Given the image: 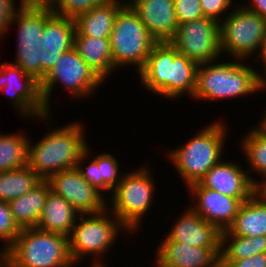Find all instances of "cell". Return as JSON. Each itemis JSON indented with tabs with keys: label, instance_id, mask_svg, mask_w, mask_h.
I'll return each mask as SVG.
<instances>
[{
	"label": "cell",
	"instance_id": "6da1fadb",
	"mask_svg": "<svg viewBox=\"0 0 266 267\" xmlns=\"http://www.w3.org/2000/svg\"><path fill=\"white\" fill-rule=\"evenodd\" d=\"M198 65L178 53L169 41L157 42L138 74L146 90L175 100L184 94L193 96Z\"/></svg>",
	"mask_w": 266,
	"mask_h": 267
},
{
	"label": "cell",
	"instance_id": "7a4b0ae2",
	"mask_svg": "<svg viewBox=\"0 0 266 267\" xmlns=\"http://www.w3.org/2000/svg\"><path fill=\"white\" fill-rule=\"evenodd\" d=\"M62 126L48 131L40 140L33 142L35 144L29 139L27 166L42 180H48L60 171L76 168L87 146L84 133L87 129H83L79 121Z\"/></svg>",
	"mask_w": 266,
	"mask_h": 267
},
{
	"label": "cell",
	"instance_id": "3957f363",
	"mask_svg": "<svg viewBox=\"0 0 266 267\" xmlns=\"http://www.w3.org/2000/svg\"><path fill=\"white\" fill-rule=\"evenodd\" d=\"M218 63L216 60L198 65L194 100L233 99L266 89L259 78L260 69L237 59Z\"/></svg>",
	"mask_w": 266,
	"mask_h": 267
},
{
	"label": "cell",
	"instance_id": "277c9868",
	"mask_svg": "<svg viewBox=\"0 0 266 267\" xmlns=\"http://www.w3.org/2000/svg\"><path fill=\"white\" fill-rule=\"evenodd\" d=\"M205 125L196 136H193L180 148L169 150L166 154L170 163L174 165L186 188L196 182H200L206 173L222 160L226 125L219 121ZM226 136V137H225Z\"/></svg>",
	"mask_w": 266,
	"mask_h": 267
},
{
	"label": "cell",
	"instance_id": "5b68a950",
	"mask_svg": "<svg viewBox=\"0 0 266 267\" xmlns=\"http://www.w3.org/2000/svg\"><path fill=\"white\" fill-rule=\"evenodd\" d=\"M10 267H73L68 237L60 233L24 228L7 249Z\"/></svg>",
	"mask_w": 266,
	"mask_h": 267
},
{
	"label": "cell",
	"instance_id": "8992f818",
	"mask_svg": "<svg viewBox=\"0 0 266 267\" xmlns=\"http://www.w3.org/2000/svg\"><path fill=\"white\" fill-rule=\"evenodd\" d=\"M157 40L149 33L138 14L126 3L118 12L110 34L113 66H135L139 73Z\"/></svg>",
	"mask_w": 266,
	"mask_h": 267
},
{
	"label": "cell",
	"instance_id": "52a82bcc",
	"mask_svg": "<svg viewBox=\"0 0 266 267\" xmlns=\"http://www.w3.org/2000/svg\"><path fill=\"white\" fill-rule=\"evenodd\" d=\"M150 170L145 164L140 169L124 173L122 180L112 190V197H108V201L111 199L108 210L118 217L132 235L141 227L154 197L155 183Z\"/></svg>",
	"mask_w": 266,
	"mask_h": 267
},
{
	"label": "cell",
	"instance_id": "ba28073f",
	"mask_svg": "<svg viewBox=\"0 0 266 267\" xmlns=\"http://www.w3.org/2000/svg\"><path fill=\"white\" fill-rule=\"evenodd\" d=\"M122 230L124 234L129 233L108 208L101 213L80 214L68 236L69 252L73 263H78L84 257L99 258L104 253L107 254Z\"/></svg>",
	"mask_w": 266,
	"mask_h": 267
},
{
	"label": "cell",
	"instance_id": "9c48e42d",
	"mask_svg": "<svg viewBox=\"0 0 266 267\" xmlns=\"http://www.w3.org/2000/svg\"><path fill=\"white\" fill-rule=\"evenodd\" d=\"M234 7L220 22L221 54L226 52L232 59L247 61L260 51L257 59L265 42L266 20L241 4L234 3Z\"/></svg>",
	"mask_w": 266,
	"mask_h": 267
},
{
	"label": "cell",
	"instance_id": "30bf717a",
	"mask_svg": "<svg viewBox=\"0 0 266 267\" xmlns=\"http://www.w3.org/2000/svg\"><path fill=\"white\" fill-rule=\"evenodd\" d=\"M103 82L73 48L57 58L54 67L40 82V91L43 103L50 112V96L57 83L62 84L74 99H80L88 98Z\"/></svg>",
	"mask_w": 266,
	"mask_h": 267
},
{
	"label": "cell",
	"instance_id": "8fae6325",
	"mask_svg": "<svg viewBox=\"0 0 266 267\" xmlns=\"http://www.w3.org/2000/svg\"><path fill=\"white\" fill-rule=\"evenodd\" d=\"M14 23L18 26V30L16 60L13 64L41 82L43 52L39 41L45 26V8L19 6L12 17L10 26Z\"/></svg>",
	"mask_w": 266,
	"mask_h": 267
},
{
	"label": "cell",
	"instance_id": "7c38bea8",
	"mask_svg": "<svg viewBox=\"0 0 266 267\" xmlns=\"http://www.w3.org/2000/svg\"><path fill=\"white\" fill-rule=\"evenodd\" d=\"M0 90L20 115L45 122L52 119L43 103L40 82L12 62H0Z\"/></svg>",
	"mask_w": 266,
	"mask_h": 267
},
{
	"label": "cell",
	"instance_id": "4fadbf2b",
	"mask_svg": "<svg viewBox=\"0 0 266 267\" xmlns=\"http://www.w3.org/2000/svg\"><path fill=\"white\" fill-rule=\"evenodd\" d=\"M169 42L178 53L198 64L216 61L221 55L220 23L203 17L179 24Z\"/></svg>",
	"mask_w": 266,
	"mask_h": 267
},
{
	"label": "cell",
	"instance_id": "5bb4252c",
	"mask_svg": "<svg viewBox=\"0 0 266 267\" xmlns=\"http://www.w3.org/2000/svg\"><path fill=\"white\" fill-rule=\"evenodd\" d=\"M47 181L51 190L62 196L79 214L101 213L107 208V194L87 184L77 167L60 171Z\"/></svg>",
	"mask_w": 266,
	"mask_h": 267
},
{
	"label": "cell",
	"instance_id": "9a60e30c",
	"mask_svg": "<svg viewBox=\"0 0 266 267\" xmlns=\"http://www.w3.org/2000/svg\"><path fill=\"white\" fill-rule=\"evenodd\" d=\"M188 191L196 203L190 207L202 219L216 225L221 231L233 223L242 202L249 198H233L204 187L200 182L189 185Z\"/></svg>",
	"mask_w": 266,
	"mask_h": 267
},
{
	"label": "cell",
	"instance_id": "2e32d148",
	"mask_svg": "<svg viewBox=\"0 0 266 267\" xmlns=\"http://www.w3.org/2000/svg\"><path fill=\"white\" fill-rule=\"evenodd\" d=\"M221 247H196L177 241H160L157 267H220Z\"/></svg>",
	"mask_w": 266,
	"mask_h": 267
},
{
	"label": "cell",
	"instance_id": "e0dca14e",
	"mask_svg": "<svg viewBox=\"0 0 266 267\" xmlns=\"http://www.w3.org/2000/svg\"><path fill=\"white\" fill-rule=\"evenodd\" d=\"M157 42L170 41L178 30L174 0H126Z\"/></svg>",
	"mask_w": 266,
	"mask_h": 267
},
{
	"label": "cell",
	"instance_id": "ac0fdd59",
	"mask_svg": "<svg viewBox=\"0 0 266 267\" xmlns=\"http://www.w3.org/2000/svg\"><path fill=\"white\" fill-rule=\"evenodd\" d=\"M222 231L195 212L187 208L178 219L163 241H177L196 247H221Z\"/></svg>",
	"mask_w": 266,
	"mask_h": 267
},
{
	"label": "cell",
	"instance_id": "d6986e66",
	"mask_svg": "<svg viewBox=\"0 0 266 267\" xmlns=\"http://www.w3.org/2000/svg\"><path fill=\"white\" fill-rule=\"evenodd\" d=\"M243 169L237 162L221 160L206 173L200 183L228 197L250 198L255 193V183Z\"/></svg>",
	"mask_w": 266,
	"mask_h": 267
},
{
	"label": "cell",
	"instance_id": "ffe728a7",
	"mask_svg": "<svg viewBox=\"0 0 266 267\" xmlns=\"http://www.w3.org/2000/svg\"><path fill=\"white\" fill-rule=\"evenodd\" d=\"M89 146L90 145L87 144L76 167L81 172L87 184L94 186L101 193L102 191L111 192L124 176V173H120V164L116 157L110 153L104 152L96 155L87 167H84L82 164L85 163L83 162H86V159L90 157L89 154H91Z\"/></svg>",
	"mask_w": 266,
	"mask_h": 267
},
{
	"label": "cell",
	"instance_id": "44dd1931",
	"mask_svg": "<svg viewBox=\"0 0 266 267\" xmlns=\"http://www.w3.org/2000/svg\"><path fill=\"white\" fill-rule=\"evenodd\" d=\"M76 23L74 19L55 14L45 8V26L40 38L41 48L49 55L60 56L74 48Z\"/></svg>",
	"mask_w": 266,
	"mask_h": 267
},
{
	"label": "cell",
	"instance_id": "7402d4cb",
	"mask_svg": "<svg viewBox=\"0 0 266 267\" xmlns=\"http://www.w3.org/2000/svg\"><path fill=\"white\" fill-rule=\"evenodd\" d=\"M126 3L125 0H107L80 14L75 19L76 31L83 36L110 38L115 18Z\"/></svg>",
	"mask_w": 266,
	"mask_h": 267
},
{
	"label": "cell",
	"instance_id": "603a6c76",
	"mask_svg": "<svg viewBox=\"0 0 266 267\" xmlns=\"http://www.w3.org/2000/svg\"><path fill=\"white\" fill-rule=\"evenodd\" d=\"M79 213L62 196L52 190L48 193L36 228L69 236Z\"/></svg>",
	"mask_w": 266,
	"mask_h": 267
},
{
	"label": "cell",
	"instance_id": "cb8c5ba5",
	"mask_svg": "<svg viewBox=\"0 0 266 267\" xmlns=\"http://www.w3.org/2000/svg\"><path fill=\"white\" fill-rule=\"evenodd\" d=\"M74 49L104 81L115 72L110 38L83 36L76 31Z\"/></svg>",
	"mask_w": 266,
	"mask_h": 267
},
{
	"label": "cell",
	"instance_id": "d4e9b609",
	"mask_svg": "<svg viewBox=\"0 0 266 267\" xmlns=\"http://www.w3.org/2000/svg\"><path fill=\"white\" fill-rule=\"evenodd\" d=\"M226 231L241 237L266 236V202L254 193L241 203Z\"/></svg>",
	"mask_w": 266,
	"mask_h": 267
},
{
	"label": "cell",
	"instance_id": "484cf974",
	"mask_svg": "<svg viewBox=\"0 0 266 267\" xmlns=\"http://www.w3.org/2000/svg\"><path fill=\"white\" fill-rule=\"evenodd\" d=\"M50 191L48 181L42 180L32 190L9 202L14 220L21 229L36 227Z\"/></svg>",
	"mask_w": 266,
	"mask_h": 267
},
{
	"label": "cell",
	"instance_id": "4316f807",
	"mask_svg": "<svg viewBox=\"0 0 266 267\" xmlns=\"http://www.w3.org/2000/svg\"><path fill=\"white\" fill-rule=\"evenodd\" d=\"M42 179L27 165L11 171L0 172V201H10L24 195Z\"/></svg>",
	"mask_w": 266,
	"mask_h": 267
},
{
	"label": "cell",
	"instance_id": "83f0119b",
	"mask_svg": "<svg viewBox=\"0 0 266 267\" xmlns=\"http://www.w3.org/2000/svg\"><path fill=\"white\" fill-rule=\"evenodd\" d=\"M266 253V236L241 237L223 230L220 260H237Z\"/></svg>",
	"mask_w": 266,
	"mask_h": 267
},
{
	"label": "cell",
	"instance_id": "f1b7e54d",
	"mask_svg": "<svg viewBox=\"0 0 266 267\" xmlns=\"http://www.w3.org/2000/svg\"><path fill=\"white\" fill-rule=\"evenodd\" d=\"M28 143L23 133L0 134V172L27 165Z\"/></svg>",
	"mask_w": 266,
	"mask_h": 267
},
{
	"label": "cell",
	"instance_id": "f546056e",
	"mask_svg": "<svg viewBox=\"0 0 266 267\" xmlns=\"http://www.w3.org/2000/svg\"><path fill=\"white\" fill-rule=\"evenodd\" d=\"M240 148L244 152V156L250 165L247 168L250 179L256 183L252 172L263 177L266 174V135H264L257 127L252 128L241 141Z\"/></svg>",
	"mask_w": 266,
	"mask_h": 267
},
{
	"label": "cell",
	"instance_id": "4dcf8cb0",
	"mask_svg": "<svg viewBox=\"0 0 266 267\" xmlns=\"http://www.w3.org/2000/svg\"><path fill=\"white\" fill-rule=\"evenodd\" d=\"M107 0H58L56 5L51 9L55 14L67 18L76 19L93 7L105 3Z\"/></svg>",
	"mask_w": 266,
	"mask_h": 267
},
{
	"label": "cell",
	"instance_id": "1f68e13d",
	"mask_svg": "<svg viewBox=\"0 0 266 267\" xmlns=\"http://www.w3.org/2000/svg\"><path fill=\"white\" fill-rule=\"evenodd\" d=\"M21 230L14 220L9 203L0 201V241L4 242L2 247L7 250Z\"/></svg>",
	"mask_w": 266,
	"mask_h": 267
},
{
	"label": "cell",
	"instance_id": "d6a6232c",
	"mask_svg": "<svg viewBox=\"0 0 266 267\" xmlns=\"http://www.w3.org/2000/svg\"><path fill=\"white\" fill-rule=\"evenodd\" d=\"M178 24L203 18L200 0H174Z\"/></svg>",
	"mask_w": 266,
	"mask_h": 267
},
{
	"label": "cell",
	"instance_id": "836d02e7",
	"mask_svg": "<svg viewBox=\"0 0 266 267\" xmlns=\"http://www.w3.org/2000/svg\"><path fill=\"white\" fill-rule=\"evenodd\" d=\"M233 0H200L202 13L205 18L213 19L220 23L225 11L228 12ZM221 16V17H220Z\"/></svg>",
	"mask_w": 266,
	"mask_h": 267
},
{
	"label": "cell",
	"instance_id": "e575fe53",
	"mask_svg": "<svg viewBox=\"0 0 266 267\" xmlns=\"http://www.w3.org/2000/svg\"><path fill=\"white\" fill-rule=\"evenodd\" d=\"M15 0H0V41L9 31L10 22L18 8Z\"/></svg>",
	"mask_w": 266,
	"mask_h": 267
},
{
	"label": "cell",
	"instance_id": "d590c367",
	"mask_svg": "<svg viewBox=\"0 0 266 267\" xmlns=\"http://www.w3.org/2000/svg\"><path fill=\"white\" fill-rule=\"evenodd\" d=\"M220 267H266V253L237 260H220Z\"/></svg>",
	"mask_w": 266,
	"mask_h": 267
},
{
	"label": "cell",
	"instance_id": "8d00e7d4",
	"mask_svg": "<svg viewBox=\"0 0 266 267\" xmlns=\"http://www.w3.org/2000/svg\"><path fill=\"white\" fill-rule=\"evenodd\" d=\"M250 3V4H249ZM246 9L255 12L266 20V0H251L245 5L242 4Z\"/></svg>",
	"mask_w": 266,
	"mask_h": 267
},
{
	"label": "cell",
	"instance_id": "74e56055",
	"mask_svg": "<svg viewBox=\"0 0 266 267\" xmlns=\"http://www.w3.org/2000/svg\"><path fill=\"white\" fill-rule=\"evenodd\" d=\"M58 0H20L22 7H37L52 9Z\"/></svg>",
	"mask_w": 266,
	"mask_h": 267
},
{
	"label": "cell",
	"instance_id": "f35d334b",
	"mask_svg": "<svg viewBox=\"0 0 266 267\" xmlns=\"http://www.w3.org/2000/svg\"><path fill=\"white\" fill-rule=\"evenodd\" d=\"M43 52V78L45 75L54 67V64L57 61L59 56H51L49 55L46 48H42Z\"/></svg>",
	"mask_w": 266,
	"mask_h": 267
},
{
	"label": "cell",
	"instance_id": "ab89813d",
	"mask_svg": "<svg viewBox=\"0 0 266 267\" xmlns=\"http://www.w3.org/2000/svg\"><path fill=\"white\" fill-rule=\"evenodd\" d=\"M255 61H262L263 65L265 66L264 67V75L266 74V33H265V42L263 44V47H262V50H261V53L259 55V57L257 58V60L255 59ZM266 76H263V74H259V78L262 82V84L266 87Z\"/></svg>",
	"mask_w": 266,
	"mask_h": 267
},
{
	"label": "cell",
	"instance_id": "60d3db41",
	"mask_svg": "<svg viewBox=\"0 0 266 267\" xmlns=\"http://www.w3.org/2000/svg\"><path fill=\"white\" fill-rule=\"evenodd\" d=\"M255 193L266 202V174L261 181L255 183Z\"/></svg>",
	"mask_w": 266,
	"mask_h": 267
},
{
	"label": "cell",
	"instance_id": "b9f144b4",
	"mask_svg": "<svg viewBox=\"0 0 266 267\" xmlns=\"http://www.w3.org/2000/svg\"><path fill=\"white\" fill-rule=\"evenodd\" d=\"M259 125V126H258ZM257 128L266 135V111L263 113V117L260 120V123L257 124Z\"/></svg>",
	"mask_w": 266,
	"mask_h": 267
},
{
	"label": "cell",
	"instance_id": "7bdbcfd3",
	"mask_svg": "<svg viewBox=\"0 0 266 267\" xmlns=\"http://www.w3.org/2000/svg\"><path fill=\"white\" fill-rule=\"evenodd\" d=\"M101 259L99 258L97 260V258H94V262L90 265V267H106L105 265L106 264H103L104 262H102V260L100 261Z\"/></svg>",
	"mask_w": 266,
	"mask_h": 267
},
{
	"label": "cell",
	"instance_id": "ee69618b",
	"mask_svg": "<svg viewBox=\"0 0 266 267\" xmlns=\"http://www.w3.org/2000/svg\"><path fill=\"white\" fill-rule=\"evenodd\" d=\"M0 263L7 257V250L3 247L0 248Z\"/></svg>",
	"mask_w": 266,
	"mask_h": 267
},
{
	"label": "cell",
	"instance_id": "f6af8a7d",
	"mask_svg": "<svg viewBox=\"0 0 266 267\" xmlns=\"http://www.w3.org/2000/svg\"><path fill=\"white\" fill-rule=\"evenodd\" d=\"M0 267H10L8 257H6L1 263Z\"/></svg>",
	"mask_w": 266,
	"mask_h": 267
}]
</instances>
